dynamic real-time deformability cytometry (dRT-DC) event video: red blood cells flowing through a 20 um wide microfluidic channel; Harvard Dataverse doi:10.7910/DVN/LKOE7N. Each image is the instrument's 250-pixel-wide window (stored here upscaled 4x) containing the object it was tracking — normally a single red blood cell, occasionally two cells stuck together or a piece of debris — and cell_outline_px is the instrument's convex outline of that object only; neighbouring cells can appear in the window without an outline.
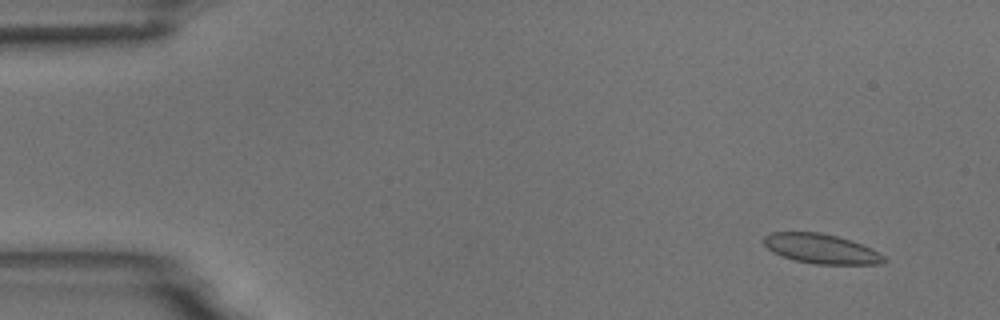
{"species": "common noctule bat (a hibernating species)", "species_latin": "Nyctalus noctula", "temperature_condition": "room temperature", "stored_images_in_passage": 56, "camera_frame_rate_fps": 3000, "um_per_image_px": 0.085, "animal": {"sex": "male", "body_mass_g": 18.8}, "frame": {"image": 1, "passage_image": 5, "time_ms": 1.333, "image_size_px": [1000, 320], "cell_outline_px": [[888, 260], [884, 264], [816, 264], [792, 260], [772, 252], [764, 244], [764, 236], [772, 232], [820, 232], [852, 240], [872, 248], [884, 256]], "centroid_in_image_um": [69.82, 21.15], "position_along_channel_um": 15.2, "area_um2": 20.92}}
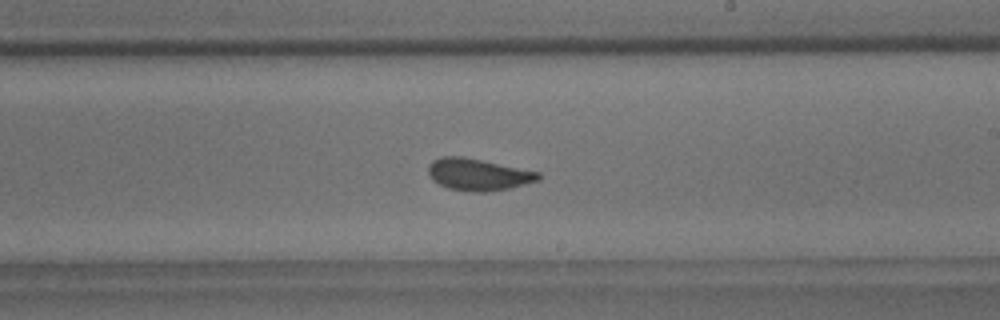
{"frame": {"image": 2, "passage_image": 33, "time_ms": 10.667, "image_size_px": [1000, 320], "cell_outline_px": [[544, 176], [540, 180], [512, 188], [488, 192], [468, 192], [448, 188], [432, 180], [428, 172], [428, 164], [432, 160], [440, 156], [464, 156], [540, 172]], "centroid_in_image_um": [40.67, 14.83], "position_along_channel_um": 248.3, "area_um2": 20.92}}
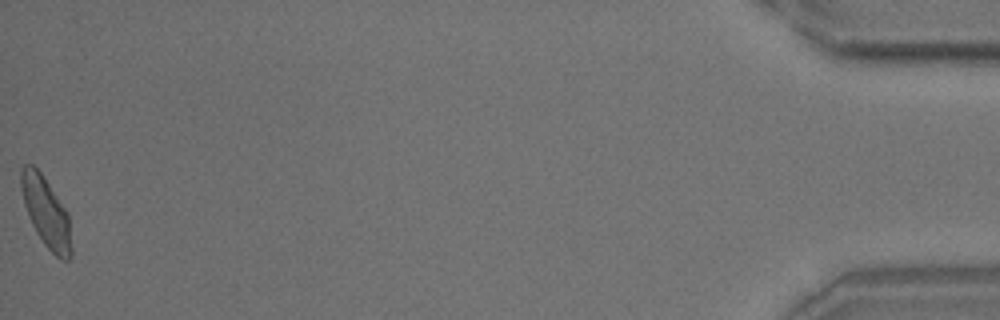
{"frame": {"image": 3, "passage_image": 56, "time_ms": 18.333, "image_size_px": [1000, 320], "cell_outline_px": [[72, 256], [68, 260], [60, 260], [44, 244], [36, 232], [32, 224], [24, 204], [20, 188], [20, 168], [24, 164], [32, 164], [40, 172], [68, 212], [72, 248]], "centroid_in_image_um": [3.91, 18.05], "position_along_channel_um": 431.3, "area_um2": 20.52}, "authors_computed_cell_mechanics": {"area_um2": 20.4034, "velocity_mm_per_s": 3.6647, "shape_relaxation_time_tau1_ms": 5.2553, "shape_relaxation_time_tau2_ms": 0.7907, "deformation_change_tau1": 0.1052, "deformation_change_tau2": 0.0681}}